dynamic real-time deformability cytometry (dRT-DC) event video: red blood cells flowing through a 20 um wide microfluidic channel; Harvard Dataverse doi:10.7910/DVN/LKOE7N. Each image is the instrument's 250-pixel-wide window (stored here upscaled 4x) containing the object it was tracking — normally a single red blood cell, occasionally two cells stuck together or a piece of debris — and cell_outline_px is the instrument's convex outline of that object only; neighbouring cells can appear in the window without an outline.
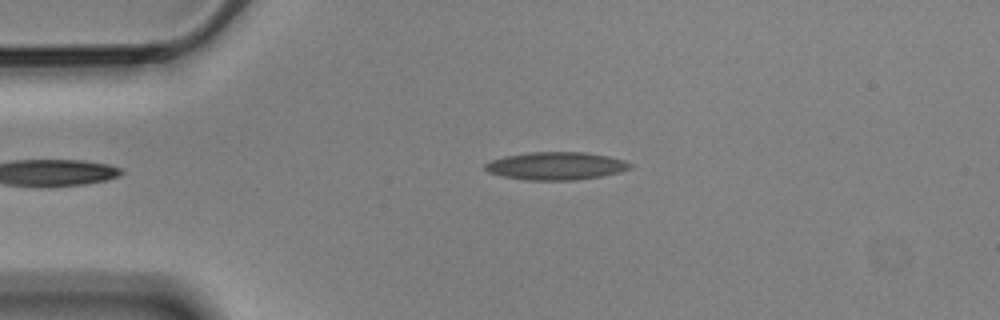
{"species": "Egyptian fruit bat (a non-hibernating species)", "species_latin": "Rousettus aegyptiacus", "temperature_condition": "cold", "stored_images_in_passage": 39, "camera_frame_rate_fps": 3000, "um_per_image_px": 0.085, "animal": {"sex": "male"}, "frame": {"image": 1, "passage_image": 1, "time_ms": 0.0, "image_size_px": [1000, 320], "cell_outline_px": [[632, 168], [620, 172], [600, 176], [576, 180], [524, 180], [504, 176], [488, 172], [484, 168], [484, 164], [492, 160], [504, 156], [528, 152], [584, 152], [608, 156], [624, 160], [632, 164]], "centroid_in_image_um": [47.26, 14.1], "position_along_channel_um": 37.7, "area_um2": 23.52}}
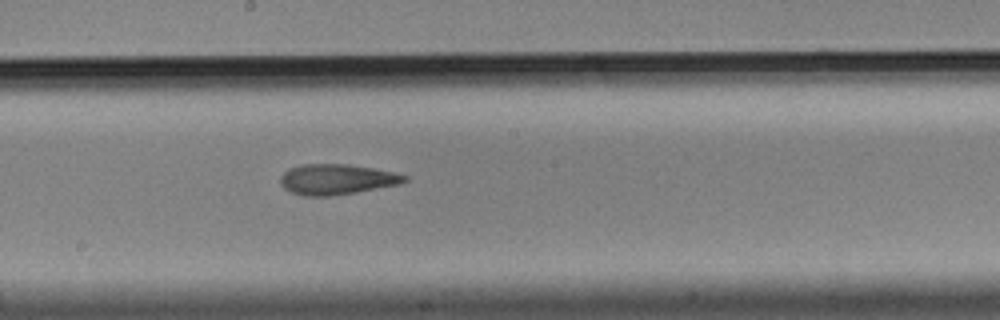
{"frame": {"image": 2, "passage_image": 19, "time_ms": 6.0, "image_size_px": [1000, 320], "cell_outline_px": [[408, 180], [400, 184], [356, 192], [332, 196], [304, 196], [292, 192], [284, 188], [280, 184], [280, 176], [288, 168], [300, 164], [348, 164], [372, 168], [392, 172], [408, 176]], "centroid_in_image_um": [28.59, 15.24], "position_along_channel_um": 219.6, "area_um2": 22.08}}
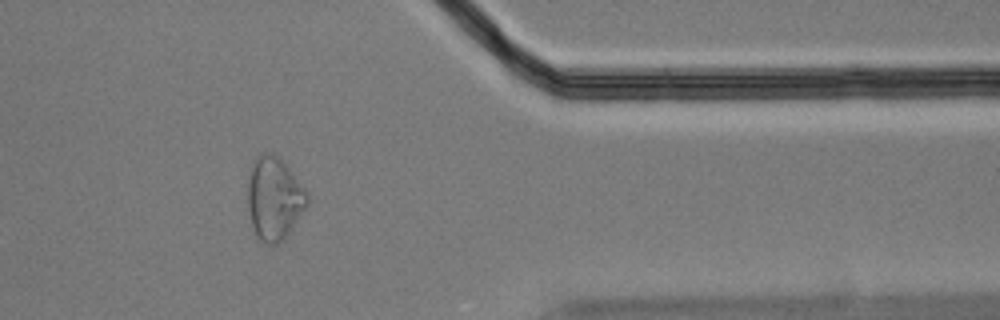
{"frame": {"image": 3, "passage_image": 35, "time_ms": 11.333, "image_size_px": [1000, 320], "cell_outline_px": [[308, 204], [288, 232], [276, 244], [264, 244], [256, 236], [252, 224], [248, 208], [248, 180], [256, 156], [260, 152], [272, 152], [292, 172], [308, 192]], "centroid_in_image_um": [23.29, 16.85], "position_along_channel_um": 388.1, "area_um2": 28.26}, "authors_computed_cell_mechanics": {"area_um2": 22.253, "velocity_mm_per_s": 3.5057, "shape_relaxation_time_tau1_ms": null, "shape_relaxation_time_tau2_ms": 5.4264, "deformation_change_tau1": null, "deformation_change_tau2": 0.1527}}